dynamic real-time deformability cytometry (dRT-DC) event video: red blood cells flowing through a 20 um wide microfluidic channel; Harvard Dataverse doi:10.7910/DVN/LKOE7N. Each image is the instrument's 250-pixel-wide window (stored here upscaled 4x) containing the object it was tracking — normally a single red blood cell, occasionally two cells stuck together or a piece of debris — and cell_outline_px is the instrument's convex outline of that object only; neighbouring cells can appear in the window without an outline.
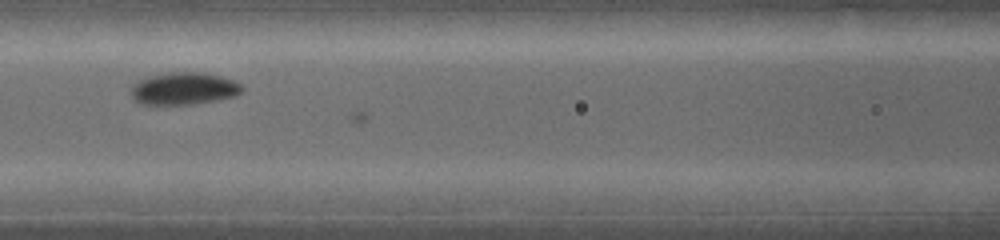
{"species": "common noctule bat (a hibernating species)", "species_latin": "Nyctalus noctula", "temperature_condition": "warm", "stored_images_in_passage": 53, "camera_frame_rate_fps": 5000, "um_per_image_px": 0.085, "animal": {"sex": "female", "body_mass_g": 19.0, "forearm_length_mm": 53.3}, "frame": {"image": 1, "passage_image": 12, "time_ms": 2.0, "image_size_px": [1000, 240], "cell_outline_px": [[244, 88], [236, 96], [216, 100], [192, 104], [140, 104], [132, 96], [132, 88], [140, 80], [152, 76], [172, 72], [204, 72], [220, 76], [232, 80], [240, 84]], "centroid_in_image_um": [15.67, 7.53], "position_along_channel_um": 150.9, "area_um2": 20.52}}